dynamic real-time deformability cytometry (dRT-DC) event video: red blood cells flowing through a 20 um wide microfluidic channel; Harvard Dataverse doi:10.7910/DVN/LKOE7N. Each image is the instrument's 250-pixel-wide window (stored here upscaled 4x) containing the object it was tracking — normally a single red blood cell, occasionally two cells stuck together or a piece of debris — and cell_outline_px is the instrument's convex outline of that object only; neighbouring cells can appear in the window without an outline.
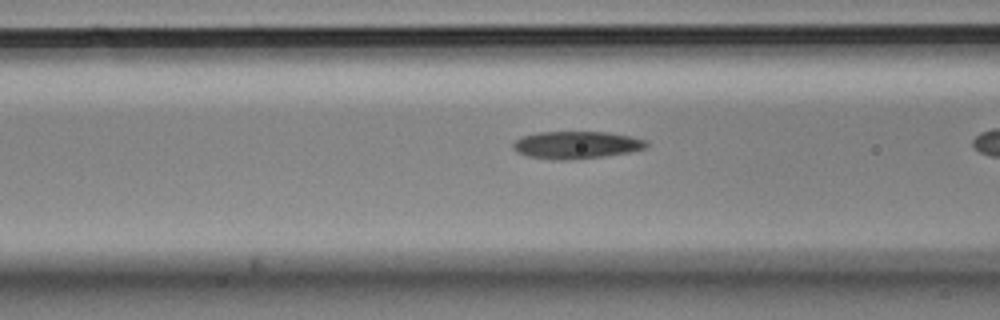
{"species": "Egyptian fruit bat (a non-hibernating species)", "species_latin": "Rousettus aegyptiacus", "temperature_condition": "cold", "stored_images_in_passage": 40, "camera_frame_rate_fps": 3000, "um_per_image_px": 0.085, "animal": {"sex": "male"}, "frame": {"image": 1, "passage_image": 18, "time_ms": 5.667, "image_size_px": [1000, 320], "cell_outline_px": [[648, 144], [644, 148], [628, 152], [604, 156], [568, 160], [552, 160], [524, 156], [516, 152], [512, 148], [512, 144], [520, 136], [540, 132], [608, 132], [632, 136], [648, 140]], "centroid_in_image_um": [48.94, 12.32], "position_along_channel_um": 117.7, "area_um2": 21.56}}
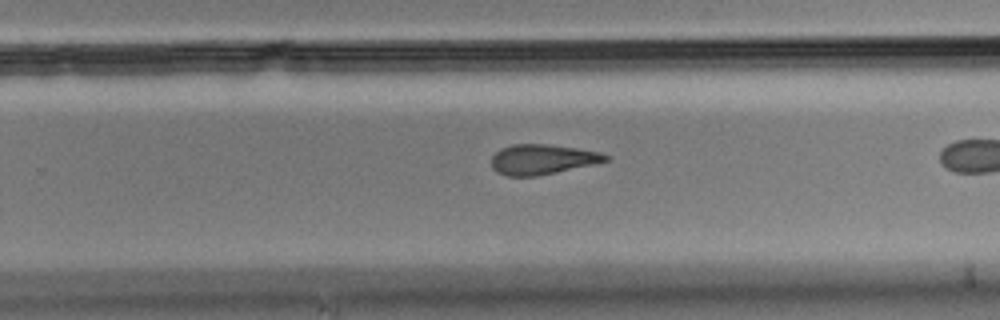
{"frame": {"image": 2, "passage_image": 32, "time_ms": 10.333, "image_size_px": [1000, 320], "cell_outline_px": [[612, 160], [556, 172], [536, 176], [508, 176], [496, 172], [492, 168], [492, 156], [500, 148], [512, 144], [548, 144], [576, 148], [600, 152], [612, 156]], "centroid_in_image_um": [46.12, 13.54], "position_along_channel_um": 283.7, "area_um2": 20.11}}
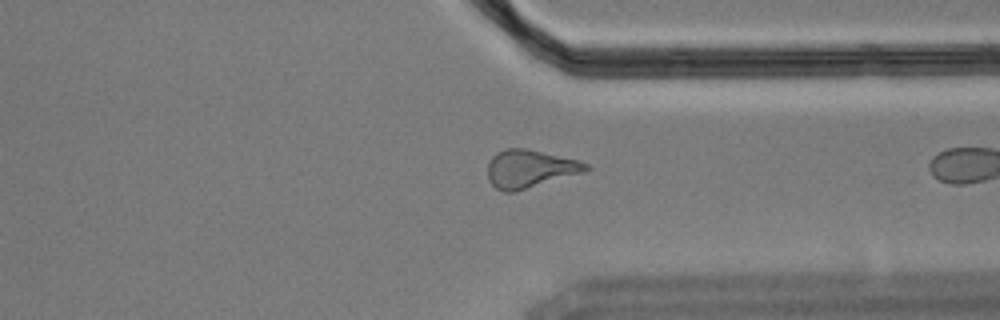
{"frame": {"image": 3, "passage_image": 39, "time_ms": 12.667, "image_size_px": [1000, 320], "cell_outline_px": [[592, 168], [584, 172], [512, 192], [504, 192], [496, 188], [488, 180], [488, 164], [492, 156], [496, 152], [504, 148], [528, 148], [580, 160], [588, 164]], "centroid_in_image_um": [45.04, 14.32], "position_along_channel_um": 366.4, "area_um2": 21.79}}